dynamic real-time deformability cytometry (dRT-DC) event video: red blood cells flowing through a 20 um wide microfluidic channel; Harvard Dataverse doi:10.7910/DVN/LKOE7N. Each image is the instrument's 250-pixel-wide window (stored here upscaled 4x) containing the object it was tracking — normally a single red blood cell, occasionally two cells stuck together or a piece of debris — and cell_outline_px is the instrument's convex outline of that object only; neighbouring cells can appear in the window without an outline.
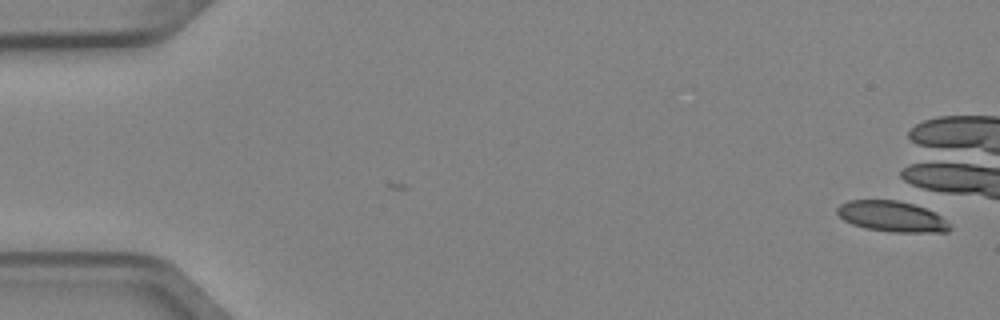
{"species": "Egyptian fruit bat (a non-hibernating species)", "species_latin": "Rousettus aegyptiacus", "temperature_condition": "cold", "stored_images_in_passage": 2, "camera_frame_rate_fps": 3000, "um_per_image_px": 0.085, "animal": {"sex": "female"}, "frame": {"image": 1, "passage_image": 1, "time_ms": 0.0, "image_size_px": [1000, 320], "cell_outline_px": [[952, 228], [948, 232], [896, 232], [864, 228], [852, 224], [844, 220], [836, 212], [836, 208], [840, 204], [848, 200], [896, 200], [912, 204], [924, 208], [940, 216]], "centroid_in_image_um": [75.77, 18.4], "position_along_channel_um": 9.2, "area_um2": 19.94}}